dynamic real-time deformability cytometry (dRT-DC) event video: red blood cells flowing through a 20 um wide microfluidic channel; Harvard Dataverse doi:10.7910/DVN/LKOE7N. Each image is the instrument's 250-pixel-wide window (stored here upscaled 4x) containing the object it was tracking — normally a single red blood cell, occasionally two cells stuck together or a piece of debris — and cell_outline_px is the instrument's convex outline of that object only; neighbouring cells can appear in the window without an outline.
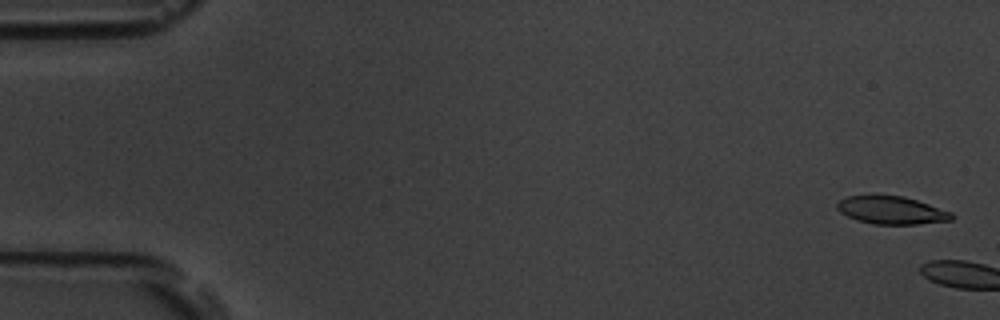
{"species": "common noctule bat (a hibernating species)", "species_latin": "Nyctalus noctula", "temperature_condition": "room temperature", "stored_images_in_passage": 3, "camera_frame_rate_fps": 3000, "um_per_image_px": 0.085, "animal": {"sex": "male", "body_mass_g": 19.5, "forearm_length_mm": 54.6}, "frame": {"image": 1, "passage_image": 1, "time_ms": 0.0, "image_size_px": [1000, 320], "cell_outline_px": [[956, 216], [952, 220], [916, 224], [872, 224], [856, 220], [840, 212], [836, 208], [836, 204], [840, 200], [848, 196], [876, 192], [904, 196], [952, 212]], "centroid_in_image_um": [75.73, 17.83], "position_along_channel_um": 9.3, "area_um2": 19.25}}